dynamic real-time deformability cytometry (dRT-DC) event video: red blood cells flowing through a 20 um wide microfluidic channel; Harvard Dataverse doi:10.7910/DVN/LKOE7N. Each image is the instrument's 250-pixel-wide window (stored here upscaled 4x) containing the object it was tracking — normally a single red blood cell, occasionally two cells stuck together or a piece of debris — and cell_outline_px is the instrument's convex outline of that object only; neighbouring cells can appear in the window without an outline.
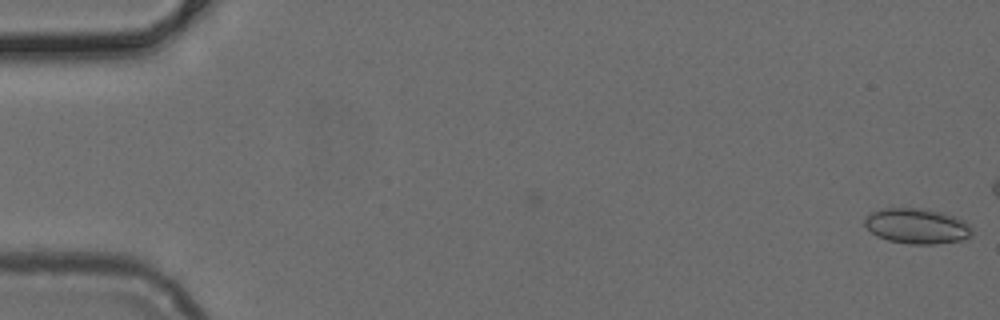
{"species": "common noctule bat (a hibernating species)", "species_latin": "Nyctalus noctula", "temperature_condition": "cold", "stored_images_in_passage": 16, "camera_frame_rate_fps": 3000, "um_per_image_px": 0.085, "animal": {"sex": "female", "body_mass_g": 24.6, "forearm_length_mm": 56.2}, "frame": {"image": 1, "passage_image": 1, "time_ms": 0.0, "image_size_px": [1000, 320], "cell_outline_px": [[972, 236], [964, 240], [932, 244], [908, 244], [888, 240], [876, 236], [864, 224], [864, 220], [872, 212], [880, 208], [928, 208], [964, 220], [972, 228]], "centroid_in_image_um": [77.95, 19.21], "position_along_channel_um": 7.0, "area_um2": 22.2}}